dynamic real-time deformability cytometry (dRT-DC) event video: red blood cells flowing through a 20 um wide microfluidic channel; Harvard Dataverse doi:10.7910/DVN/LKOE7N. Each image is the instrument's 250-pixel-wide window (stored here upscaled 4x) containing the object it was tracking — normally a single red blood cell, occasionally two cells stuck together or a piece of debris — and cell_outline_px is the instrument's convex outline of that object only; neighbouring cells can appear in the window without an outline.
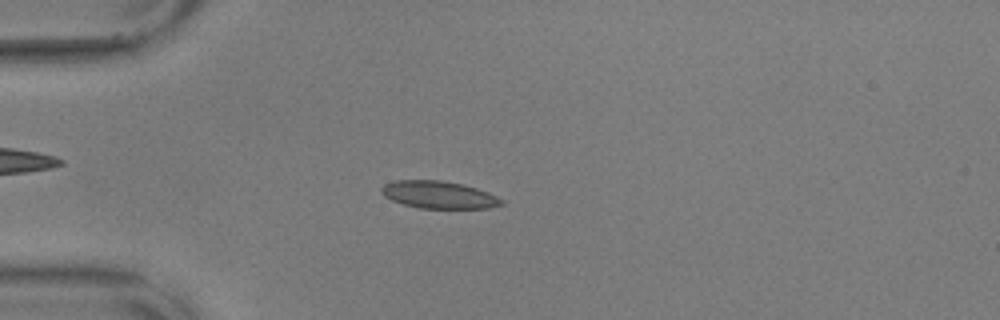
{"species": "common noctule bat (a hibernating species)", "species_latin": "Nyctalus noctula", "temperature_condition": "warm", "stored_images_in_passage": 56, "camera_frame_rate_fps": 3000, "um_per_image_px": 0.085, "animal": {"sex": "male", "body_mass_g": 17.9, "forearm_length_mm": 54.2}, "frame": {"image": 1, "passage_image": 15, "time_ms": 4.667, "image_size_px": [1000, 320], "cell_outline_px": [[504, 204], [488, 208], [420, 208], [404, 204], [392, 200], [384, 196], [380, 192], [380, 188], [384, 184], [396, 180], [440, 180], [464, 184], [488, 192], [504, 200]], "centroid_in_image_um": [37.29, 16.55], "position_along_channel_um": 47.7, "area_um2": 19.19}}
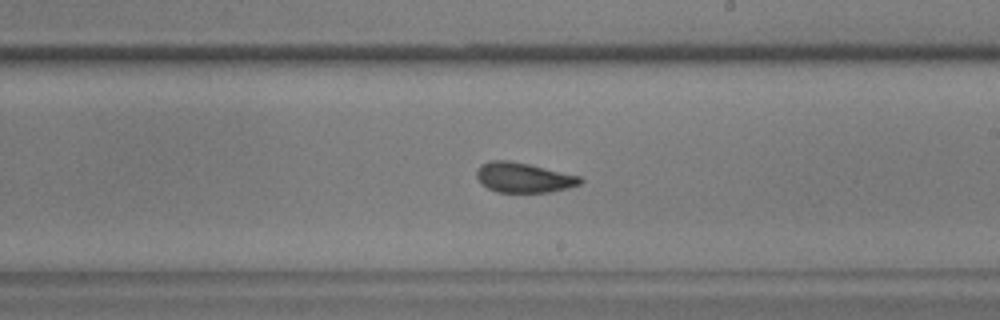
{"frame": {"image": 2, "passage_image": 33, "time_ms": 10.667, "image_size_px": [1000, 320], "cell_outline_px": [[584, 180], [580, 184], [568, 188], [548, 192], [496, 192], [480, 184], [476, 176], [476, 172], [480, 164], [492, 160], [508, 160], [528, 164], [580, 176]], "centroid_in_image_um": [44.47, 15.09], "position_along_channel_um": 244.5, "area_um2": 18.09}}
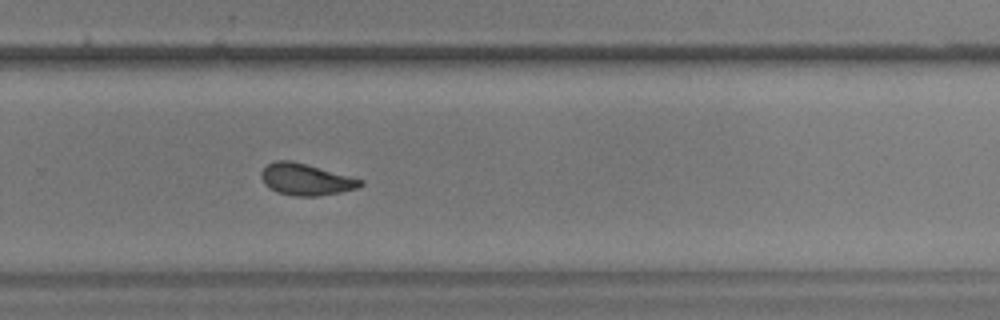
{"frame": {"image": 3, "passage_image": 38, "time_ms": 12.333, "image_size_px": [1000, 320], "cell_outline_px": [[364, 184], [356, 188], [340, 192], [316, 196], [292, 196], [276, 192], [268, 188], [264, 184], [260, 176], [260, 172], [268, 164], [276, 160], [288, 160], [304, 164], [364, 180]], "centroid_in_image_um": [25.95, 15.27], "position_along_channel_um": 303.9, "area_um2": 18.09}, "authors_computed_cell_mechanics": {"area_um2": 18.6694, "velocity_mm_per_s": 3.5691, "shape_relaxation_time_tau1_ms": null, "shape_relaxation_time_tau2_ms": 1.5352, "deformation_change_tau1": null, "deformation_change_tau2": 0.0712}}